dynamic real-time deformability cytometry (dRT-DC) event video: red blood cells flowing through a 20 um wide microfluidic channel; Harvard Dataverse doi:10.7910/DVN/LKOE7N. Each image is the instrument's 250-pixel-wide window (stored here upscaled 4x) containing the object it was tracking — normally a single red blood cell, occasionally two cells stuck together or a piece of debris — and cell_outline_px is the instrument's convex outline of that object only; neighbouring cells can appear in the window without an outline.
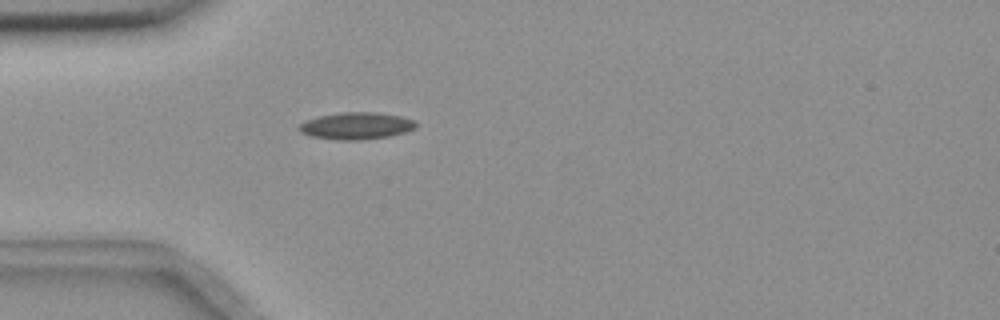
{"species": "common noctule bat (a hibernating species)", "species_latin": "Nyctalus noctula", "temperature_condition": "room temperature", "stored_images_in_passage": 4, "camera_frame_rate_fps": 3000, "um_per_image_px": 0.085, "animal": {"sex": "female", "body_mass_g": 18.4}, "frame": {"image": 1, "passage_image": 4, "time_ms": 1.0, "image_size_px": [1000, 320], "cell_outline_px": [[416, 128], [404, 132], [388, 136], [360, 140], [336, 140], [312, 136], [300, 132], [296, 128], [300, 124], [308, 120], [320, 116], [340, 112], [376, 112], [400, 116], [416, 120]], "centroid_in_image_um": [30.29, 10.69], "position_along_channel_um": 54.7, "area_um2": 18.32}}